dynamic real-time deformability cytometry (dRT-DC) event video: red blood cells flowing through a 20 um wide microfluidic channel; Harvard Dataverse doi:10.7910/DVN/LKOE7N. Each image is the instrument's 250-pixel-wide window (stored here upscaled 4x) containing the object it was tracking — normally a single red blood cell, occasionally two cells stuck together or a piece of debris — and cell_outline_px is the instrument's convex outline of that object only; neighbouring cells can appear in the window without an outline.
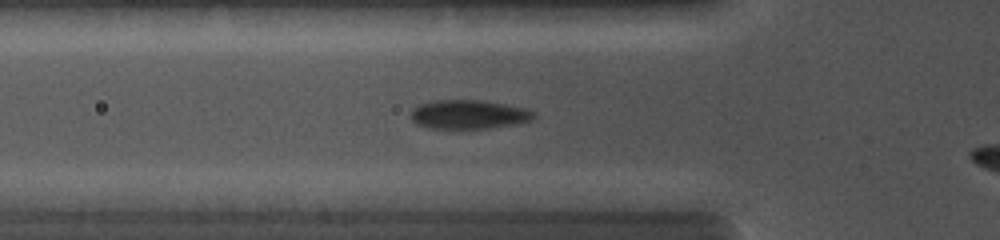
{"species": "common noctule bat (a hibernating species)", "species_latin": "Nyctalus noctula", "temperature_condition": "cold", "stored_images_in_passage": 39, "camera_frame_rate_fps": 5000, "um_per_image_px": 0.085, "animal": {"sex": "female", "body_mass_g": 19.0, "forearm_length_mm": 56.7}, "frame": {"image": 1, "passage_image": 24, "time_ms": 4.2, "image_size_px": [1000, 240], "cell_outline_px": [[536, 116], [532, 120], [488, 128], [428, 128], [416, 124], [408, 116], [412, 108], [420, 104], [436, 100], [480, 100], [504, 104], [524, 108], [532, 112]], "centroid_in_image_um": [39.75, 9.72], "position_along_channel_um": 86.1, "area_um2": 20.58}}